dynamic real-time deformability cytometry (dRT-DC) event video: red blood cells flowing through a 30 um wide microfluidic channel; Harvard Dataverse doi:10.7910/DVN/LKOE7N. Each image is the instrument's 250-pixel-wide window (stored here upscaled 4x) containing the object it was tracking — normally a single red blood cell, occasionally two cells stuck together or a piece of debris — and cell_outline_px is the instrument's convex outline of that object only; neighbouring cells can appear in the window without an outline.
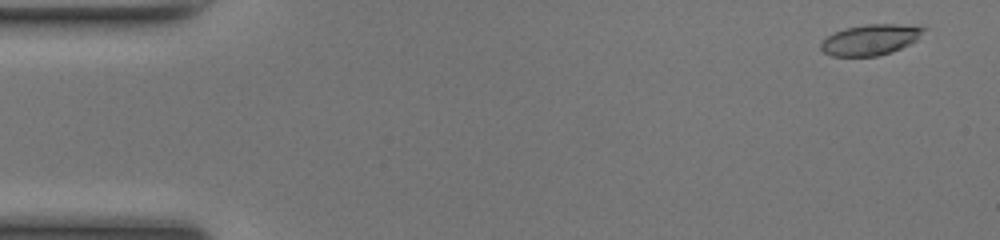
{"species": "common noctule bat (a hibernating species)", "species_latin": "Nyctalus noctula", "temperature_condition": "room temperature", "stored_images_in_passage": 50, "camera_frame_rate_fps": 3000, "um_per_image_px": 0.085, "animal": {"sex": "female", "body_mass_g": 17.0, "forearm_length_mm": 48.0}, "frame": {"image": 1, "passage_image": 3, "time_ms": 0.667, "image_size_px": [1000, 240], "cell_outline_px": [[928, 28], [916, 40], [892, 52], [876, 56], [832, 56], [824, 52], [820, 48], [820, 44], [828, 36], [844, 28], [868, 24], [896, 24]], "centroid_in_image_um": [73.98, 3.38], "position_along_channel_um": 11.0, "area_um2": 18.15}}
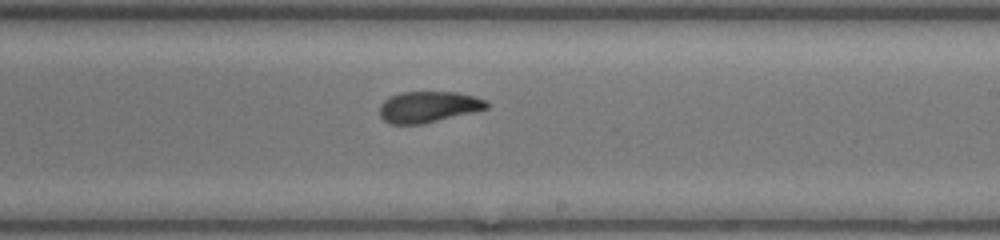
{"frame": {"image": 2, "passage_image": 30, "time_ms": 9.667, "image_size_px": [1000, 240], "cell_outline_px": [[488, 108], [424, 124], [388, 124], [380, 116], [380, 104], [388, 96], [400, 92], [456, 92], [472, 96], [484, 100], [488, 104]], "centroid_in_image_um": [36.35, 9.09], "position_along_channel_um": 252.7, "area_um2": 19.36}}
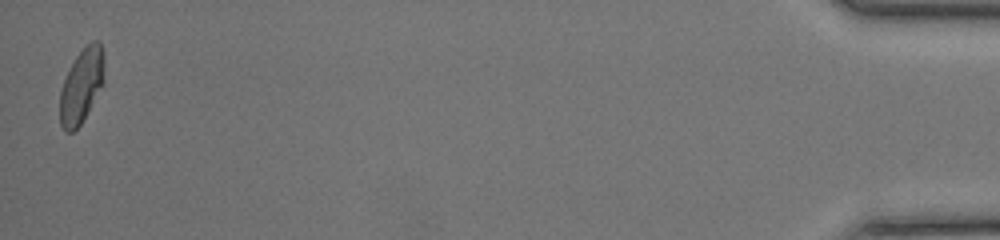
{"frame": {"image": 3, "passage_image": 50, "time_ms": 16.333, "image_size_px": [1000, 240], "cell_outline_px": [[104, 80], [80, 124], [72, 132], [64, 132], [60, 124], [60, 92], [64, 80], [76, 56], [92, 40], [100, 40], [104, 56]], "centroid_in_image_um": [6.92, 7.27], "position_along_channel_um": 428.3, "area_um2": 18.79}, "authors_computed_cell_mechanics": {"area_um2": 19.6231, "velocity_mm_per_s": 4.1622, "shape_relaxation_time_tau1_ms": 3.4833, "shape_relaxation_time_tau2_ms": 1.8338, "deformation_change_tau1": 0.1631, "deformation_change_tau2": 0.0857}}